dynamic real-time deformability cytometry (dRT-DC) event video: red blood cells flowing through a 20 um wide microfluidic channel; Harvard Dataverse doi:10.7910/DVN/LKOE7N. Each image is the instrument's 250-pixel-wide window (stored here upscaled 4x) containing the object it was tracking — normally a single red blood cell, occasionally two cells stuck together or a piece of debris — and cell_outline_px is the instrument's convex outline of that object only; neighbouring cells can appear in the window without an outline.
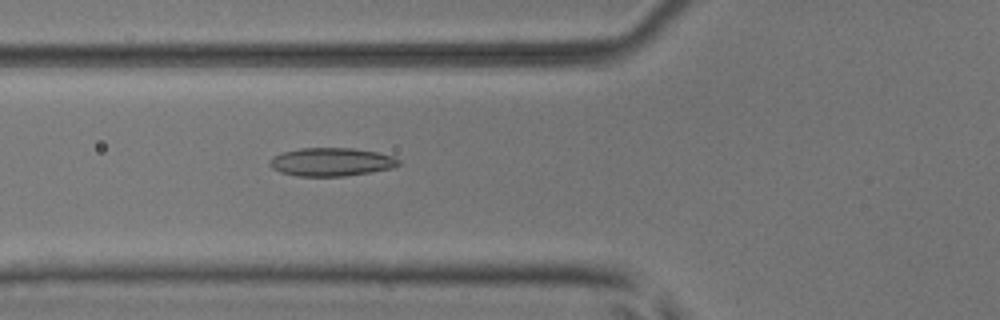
{"species": "common noctule bat (a hibernating species)", "species_latin": "Nyctalus noctula", "temperature_condition": "room temperature", "stored_images_in_passage": 26, "camera_frame_rate_fps": 3000, "um_per_image_px": 0.085, "animal": {"sex": "male", "body_mass_g": 17.9, "forearm_length_mm": 54.2}, "frame": {"image": 1, "passage_image": 5, "time_ms": 1.333, "image_size_px": [1000, 320], "cell_outline_px": [[400, 164], [392, 168], [372, 172], [344, 176], [296, 176], [280, 172], [272, 168], [268, 164], [268, 160], [272, 156], [280, 152], [300, 148], [352, 148], [376, 152], [392, 156], [400, 160]], "centroid_in_image_um": [28.11, 13.76], "position_along_channel_um": 97.7, "area_um2": 21.44}}
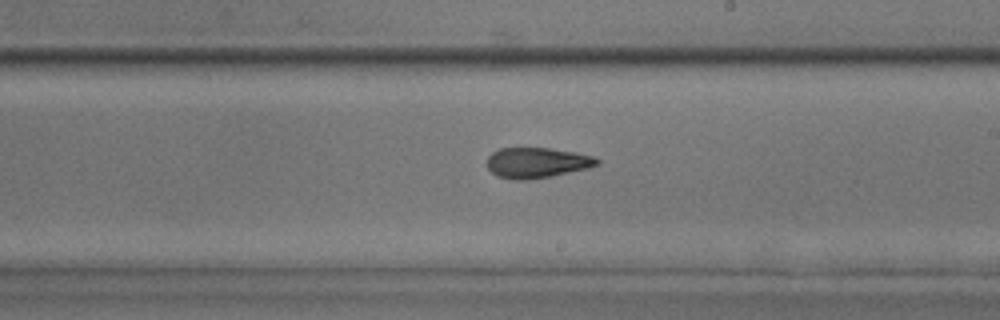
{"frame": {"image": 2, "passage_image": 16, "time_ms": 5.0, "image_size_px": [1000, 320], "cell_outline_px": [[600, 164], [588, 168], [552, 176], [528, 180], [512, 180], [496, 176], [488, 168], [488, 156], [492, 152], [500, 148], [552, 148], [576, 152], [592, 156], [600, 160]], "centroid_in_image_um": [45.64, 13.83], "position_along_channel_um": 243.4, "area_um2": 19.65}}
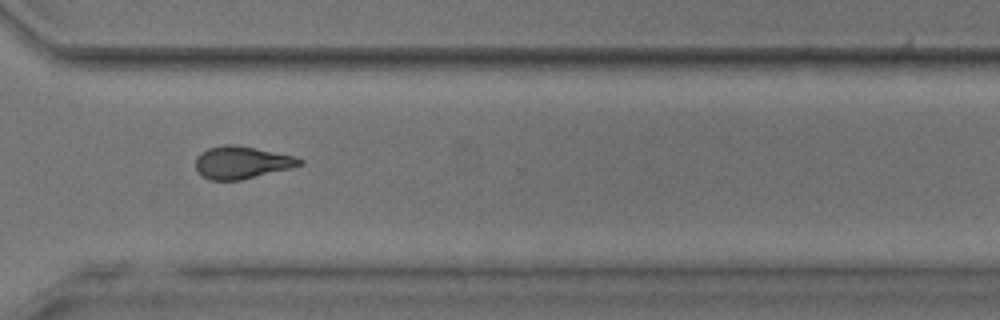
{"frame": {"image": 3, "passage_image": 24, "time_ms": 7.667, "image_size_px": [1000, 320], "cell_outline_px": [[304, 164], [240, 180], [208, 180], [200, 176], [196, 168], [196, 156], [200, 152], [208, 148], [224, 144], [236, 144], [296, 156], [304, 160]], "centroid_in_image_um": [20.51, 13.8], "position_along_channel_um": 350.1, "area_um2": 19.77}, "authors_computed_cell_mechanics": {"area_um2": 19.7098, "velocity_mm_per_s": 3.9839, "shape_relaxation_time_tau1_ms": 11.0081, "shape_relaxation_time_tau2_ms": 2.408, "deformation_change_tau1": 0.2255, "deformation_change_tau2": 0.0952}}